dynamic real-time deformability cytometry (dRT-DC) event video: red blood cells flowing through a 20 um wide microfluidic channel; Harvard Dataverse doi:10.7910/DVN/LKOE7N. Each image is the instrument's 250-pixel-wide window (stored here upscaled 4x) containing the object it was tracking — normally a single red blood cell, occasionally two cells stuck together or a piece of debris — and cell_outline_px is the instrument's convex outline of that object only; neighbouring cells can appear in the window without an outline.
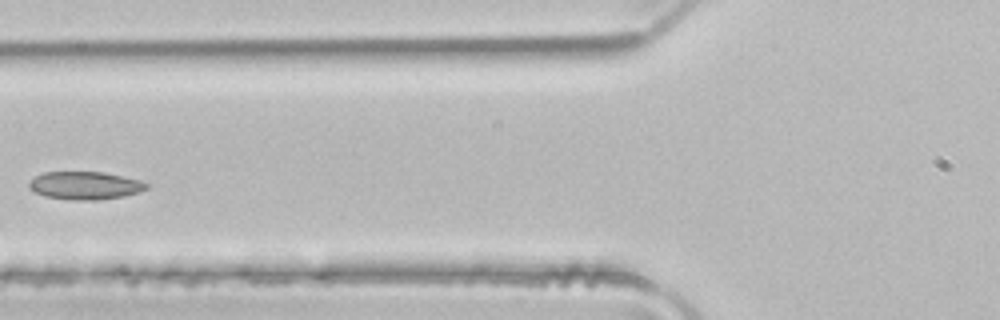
{"species": "common noctule bat (a hibernating species)", "species_latin": "Nyctalus noctula", "temperature_condition": "room temperature", "stored_images_in_passage": 2, "camera_frame_rate_fps": 3000, "um_per_image_px": 0.085, "animal": {"sex": "male", "body_mass_g": 21.5, "forearm_length_mm": 52.0}, "frame": {"image": 1, "passage_image": 2, "time_ms": 0.333, "image_size_px": [1000, 320], "cell_outline_px": [[148, 188], [140, 192], [124, 196], [100, 200], [68, 200], [44, 196], [36, 192], [28, 184], [28, 180], [44, 172], [104, 172], [140, 180], [148, 184]], "centroid_in_image_um": [7.24, 15.77], "position_along_channel_um": 118.6, "area_um2": 19.19}}